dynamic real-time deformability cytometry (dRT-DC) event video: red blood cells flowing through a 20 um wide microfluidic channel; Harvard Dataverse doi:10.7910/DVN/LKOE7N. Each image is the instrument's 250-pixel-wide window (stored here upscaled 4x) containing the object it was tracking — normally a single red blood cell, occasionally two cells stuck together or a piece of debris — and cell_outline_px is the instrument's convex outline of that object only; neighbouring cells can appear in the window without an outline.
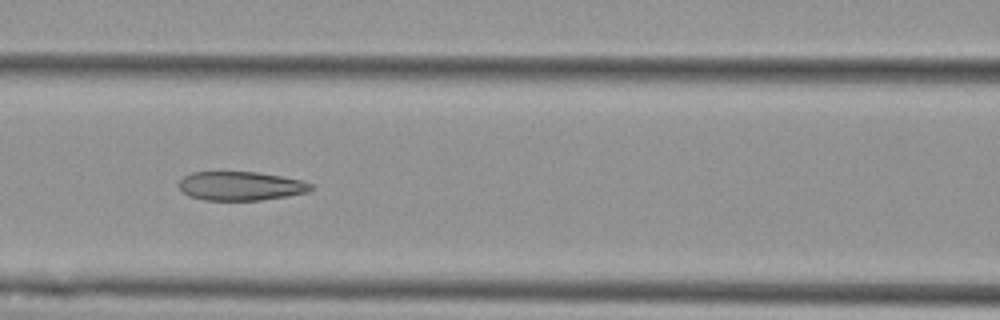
{"species": "Egyptian fruit bat (a non-hibernating species)", "species_latin": "Rousettus aegyptiacus", "temperature_condition": "cold", "stored_images_in_passage": 10, "camera_frame_rate_fps": 3000, "um_per_image_px": 0.085, "animal": {"sex": "female"}, "frame": {"image": 1, "passage_image": 7, "time_ms": 7.0, "image_size_px": [1000, 320], "cell_outline_px": [[312, 188], [308, 192], [288, 196], [260, 200], [204, 200], [188, 196], [176, 184], [184, 176], [192, 172], [256, 172], [304, 180], [312, 184]], "centroid_in_image_um": [20.45, 15.81], "position_along_channel_um": 146.1, "area_um2": 22.31}}
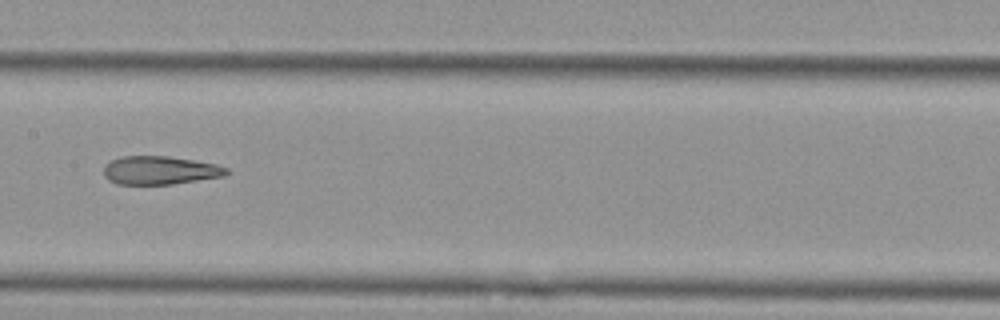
{"frame": {"image": 2, "passage_image": 10, "time_ms": 11.667, "image_size_px": [1000, 320], "cell_outline_px": [[228, 172], [224, 176], [172, 184], [116, 184], [108, 180], [104, 176], [104, 164], [120, 156], [168, 156], [216, 164], [228, 168]], "centroid_in_image_um": [13.56, 14.47], "position_along_channel_um": 193.8, "area_um2": 20.29}}